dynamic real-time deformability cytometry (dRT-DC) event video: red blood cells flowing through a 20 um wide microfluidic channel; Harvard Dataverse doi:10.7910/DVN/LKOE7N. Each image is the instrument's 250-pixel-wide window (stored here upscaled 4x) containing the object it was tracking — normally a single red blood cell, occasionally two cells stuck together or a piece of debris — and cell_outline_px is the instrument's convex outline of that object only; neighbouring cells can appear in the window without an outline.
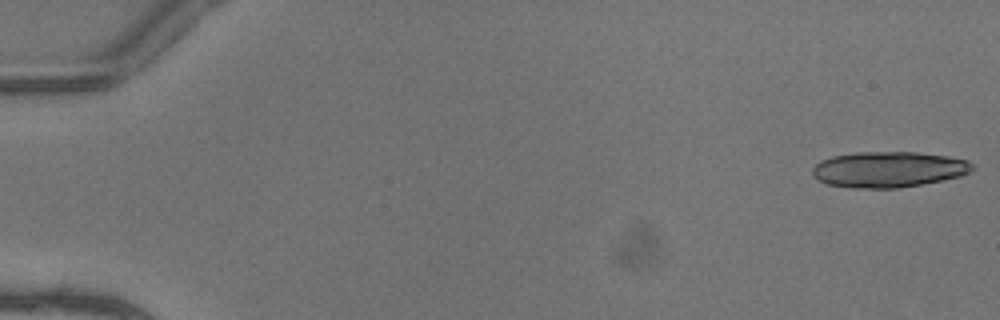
{"species": "common noctule bat (a hibernating species)", "species_latin": "Nyctalus noctula", "temperature_condition": "warm", "stored_images_in_passage": 19, "camera_frame_rate_fps": 3000, "um_per_image_px": 0.085, "animal": {"sex": "female"}, "frame": {"image": 1, "passage_image": 1, "time_ms": 0.0, "image_size_px": [1000, 320], "cell_outline_px": [[972, 168], [968, 172], [960, 176], [920, 184], [896, 188], [852, 188], [828, 184], [812, 176], [812, 168], [820, 160], [832, 156], [860, 152], [916, 152], [948, 156], [968, 160], [972, 164]], "centroid_in_image_um": [75.48, 14.39], "position_along_channel_um": 9.5, "area_um2": 33.12}}